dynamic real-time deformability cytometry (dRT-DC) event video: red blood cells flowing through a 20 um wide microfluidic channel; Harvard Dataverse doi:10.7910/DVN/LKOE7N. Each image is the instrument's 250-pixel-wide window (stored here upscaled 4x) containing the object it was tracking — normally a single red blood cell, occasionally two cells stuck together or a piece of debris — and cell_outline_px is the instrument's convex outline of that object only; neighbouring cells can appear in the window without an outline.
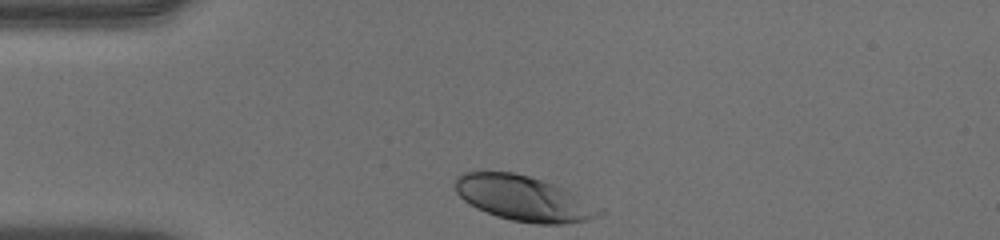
{"species": "human", "species_latin": "Homo sapiens", "temperature_condition": "warm", "stored_images_in_passage": 30, "camera_frame_rate_fps": 3000, "um_per_image_px": 0.085, "donor": {"sex": "male"}, "frame": {"image": 1, "passage_image": 1, "time_ms": 0.0, "image_size_px": [1000, 240], "cell_outline_px": [[604, 212], [588, 220], [568, 224], [536, 224], [512, 220], [496, 216], [476, 208], [464, 200], [456, 192], [456, 176], [464, 172], [512, 172], [528, 176], [552, 184], [604, 208]], "centroid_in_image_um": [44.51, 16.88], "position_along_channel_um": 40.5, "area_um2": 37.51}}
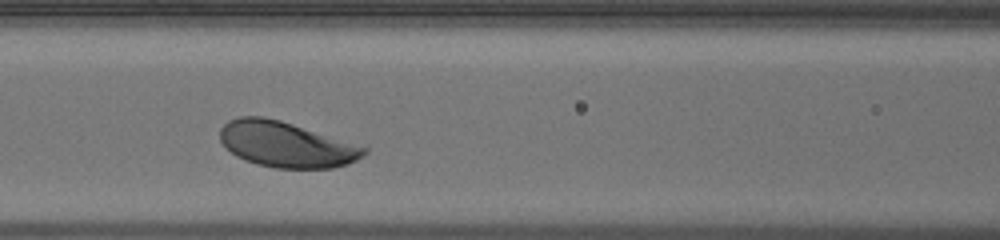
{"frame": {"image": 2, "passage_image": 11, "time_ms": 3.333, "image_size_px": [1000, 240], "cell_outline_px": [[368, 152], [364, 156], [348, 164], [332, 168], [276, 168], [256, 164], [244, 160], [236, 156], [220, 140], [220, 128], [228, 120], [240, 116], [264, 116], [280, 120], [368, 144]], "centroid_in_image_um": [24.45, 12.26], "position_along_channel_um": 142.1, "area_um2": 39.3}}
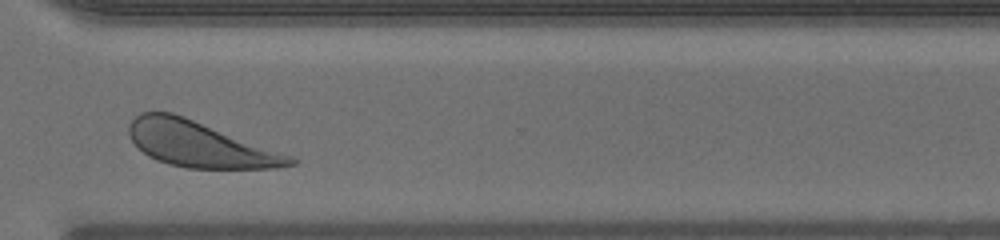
{"frame": {"image": 3, "passage_image": 27, "time_ms": 8.667, "image_size_px": [1000, 240], "cell_outline_px": [[296, 164], [276, 168], [188, 168], [168, 164], [156, 160], [148, 156], [132, 140], [128, 132], [128, 128], [132, 120], [140, 112], [172, 112], [184, 116], [292, 156], [296, 160]], "centroid_in_image_um": [16.95, 12.26], "position_along_channel_um": 353.6, "area_um2": 42.25}, "authors_computed_cell_mechanics": {"area_um2": 38.437, "velocity_mm_per_s": 3.9709, "shape_relaxation_time_tau1_ms": 0.7077, "shape_relaxation_time_tau2_ms": null, "deformation_change_tau1": 0.0901, "deformation_change_tau2": null}}